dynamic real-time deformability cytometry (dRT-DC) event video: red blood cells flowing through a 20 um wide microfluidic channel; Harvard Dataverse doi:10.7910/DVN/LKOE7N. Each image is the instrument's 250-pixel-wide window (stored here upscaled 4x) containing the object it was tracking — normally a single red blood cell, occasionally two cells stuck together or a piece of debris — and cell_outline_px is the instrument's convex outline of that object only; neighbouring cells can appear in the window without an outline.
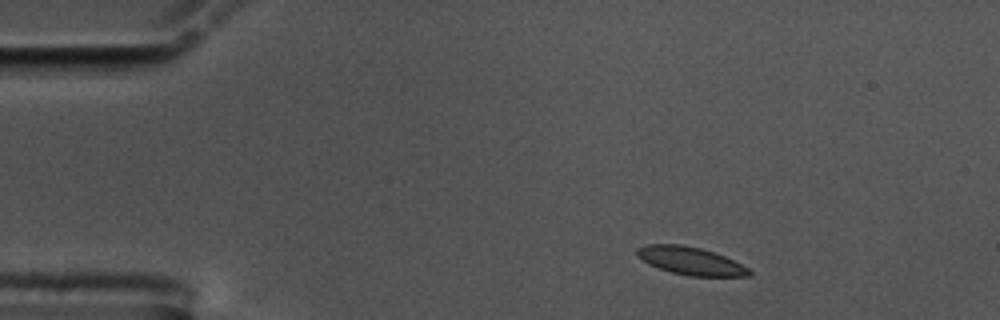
{"species": "common noctule bat (a hibernating species)", "species_latin": "Nyctalus noctula", "temperature_condition": "cold", "stored_images_in_passage": 50, "camera_frame_rate_fps": 3000, "um_per_image_px": 0.085, "animal": {"sex": "male", "body_mass_g": 17.5, "forearm_length_mm": 52.3}, "frame": {"image": 1, "passage_image": 1, "time_ms": 0.0, "image_size_px": [1000, 320], "cell_outline_px": [[752, 272], [748, 276], [688, 276], [672, 272], [660, 268], [636, 256], [636, 248], [648, 244], [684, 244], [700, 248], [724, 256], [748, 268]], "centroid_in_image_um": [58.68, 22.16], "position_along_channel_um": 26.3, "area_um2": 17.92}}
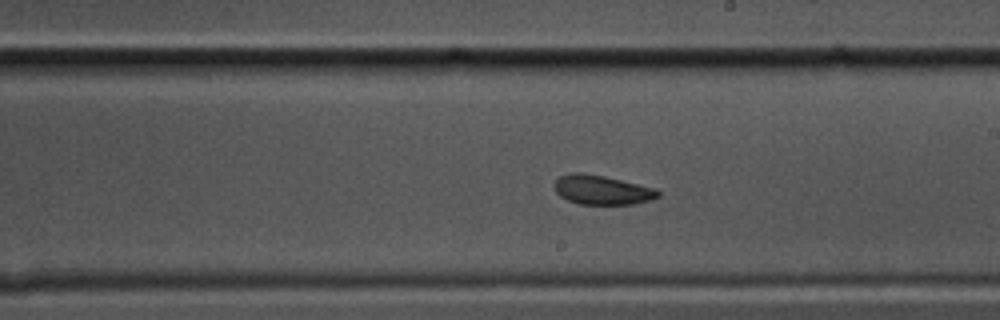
{"frame": {"image": 2, "passage_image": 25, "time_ms": 8.0, "image_size_px": [1000, 320], "cell_outline_px": [[660, 196], [652, 200], [636, 204], [580, 204], [568, 200], [560, 196], [556, 192], [552, 184], [560, 176], [568, 172], [580, 172], [604, 176], [656, 188], [660, 192]], "centroid_in_image_um": [51.16, 16.14], "position_along_channel_um": 237.8, "area_um2": 17.92}}
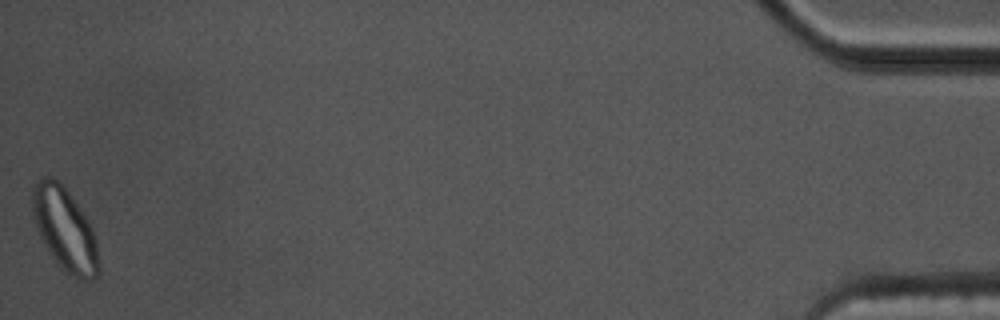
{"frame": {"image": 3, "passage_image": 50, "time_ms": 16.333, "image_size_px": [1000, 320], "cell_outline_px": [[100, 276], [92, 280], [84, 280], [64, 272], [56, 264], [48, 252], [36, 228], [32, 208], [32, 188], [36, 180], [40, 176], [48, 176], [56, 180], [68, 192], [88, 220], [96, 236], [100, 268]], "centroid_in_image_um": [5.52, 19.53], "position_along_channel_um": 429.7, "area_um2": 32.37}, "authors_computed_cell_mechanics": {"area_um2": 18.5827, "velocity_mm_per_s": 3.4493, "shape_relaxation_time_tau1_ms": 10.2617, "shape_relaxation_time_tau2_ms": 2.2519, "deformation_change_tau1": 0.1665, "deformation_change_tau2": 0.0649}}